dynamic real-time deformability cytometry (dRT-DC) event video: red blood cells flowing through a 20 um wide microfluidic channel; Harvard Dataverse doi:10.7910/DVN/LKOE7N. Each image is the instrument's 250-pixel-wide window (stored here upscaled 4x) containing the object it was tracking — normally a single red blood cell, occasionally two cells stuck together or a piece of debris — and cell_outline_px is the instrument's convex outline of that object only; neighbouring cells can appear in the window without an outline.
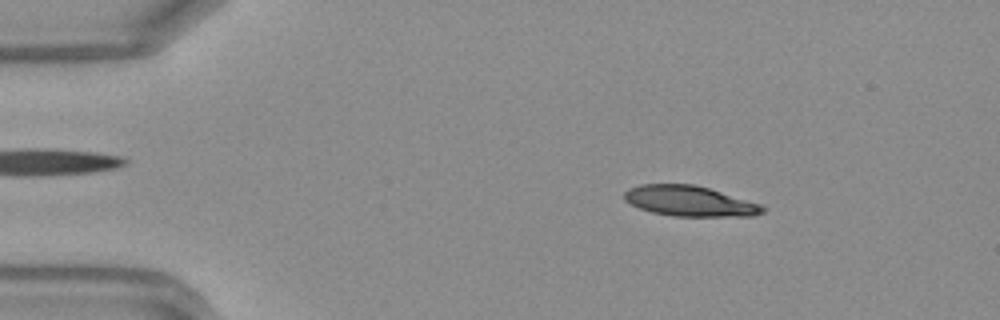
{"species": "Egyptian fruit bat (a non-hibernating species)", "species_latin": "Rousettus aegyptiacus", "temperature_condition": "warm", "stored_images_in_passage": 47, "camera_frame_rate_fps": 3000, "um_per_image_px": 0.085, "frame": {"image": 1, "passage_image": 7, "time_ms": 2.0, "image_size_px": [1000, 320], "cell_outline_px": [[764, 212], [752, 216], [672, 216], [652, 212], [640, 208], [624, 200], [624, 192], [628, 188], [640, 184], [696, 184], [760, 204], [764, 208]], "centroid_in_image_um": [58.59, 17.08], "position_along_channel_um": 26.4, "area_um2": 24.39}}
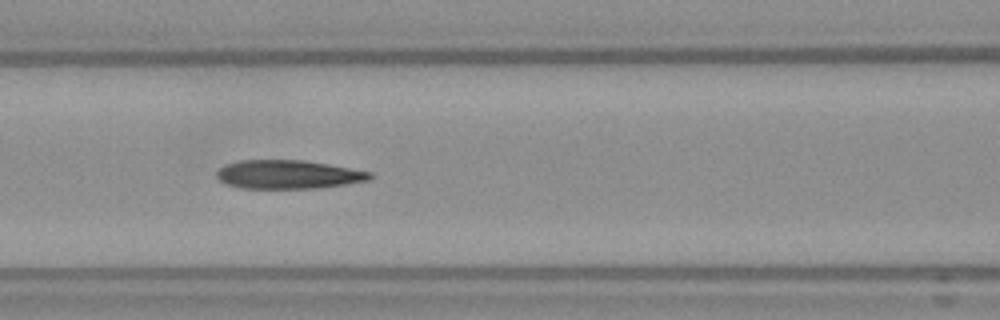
{"frame": {"image": 2, "passage_image": 20, "time_ms": 6.333, "image_size_px": [1000, 320], "cell_outline_px": [[372, 176], [368, 180], [320, 188], [240, 188], [228, 184], [220, 180], [216, 176], [216, 172], [224, 164], [240, 160], [304, 160], [328, 164], [372, 172]], "centroid_in_image_um": [24.47, 14.82], "position_along_channel_um": 142.1, "area_um2": 25.49}}
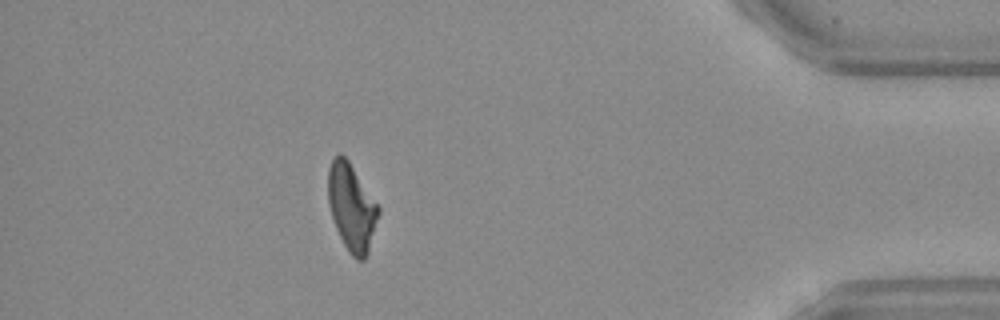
{"frame": {"image": 3, "passage_image": 42, "time_ms": 13.667, "image_size_px": [1000, 320], "cell_outline_px": [[380, 212], [368, 252], [364, 260], [356, 260], [348, 252], [336, 228], [328, 204], [328, 168], [332, 160], [340, 152], [348, 160], [380, 208]], "centroid_in_image_um": [29.88, 17.63], "position_along_channel_um": 405.3, "area_um2": 25.32}, "authors_computed_cell_mechanics": {"area_um2": 25.8366, "velocity_mm_per_s": 4.2305, "shape_relaxation_time_tau1_ms": 8.9329, "shape_relaxation_time_tau2_ms": 3.4728, "deformation_change_tau1": 0.27, "deformation_change_tau2": 0.1322}}